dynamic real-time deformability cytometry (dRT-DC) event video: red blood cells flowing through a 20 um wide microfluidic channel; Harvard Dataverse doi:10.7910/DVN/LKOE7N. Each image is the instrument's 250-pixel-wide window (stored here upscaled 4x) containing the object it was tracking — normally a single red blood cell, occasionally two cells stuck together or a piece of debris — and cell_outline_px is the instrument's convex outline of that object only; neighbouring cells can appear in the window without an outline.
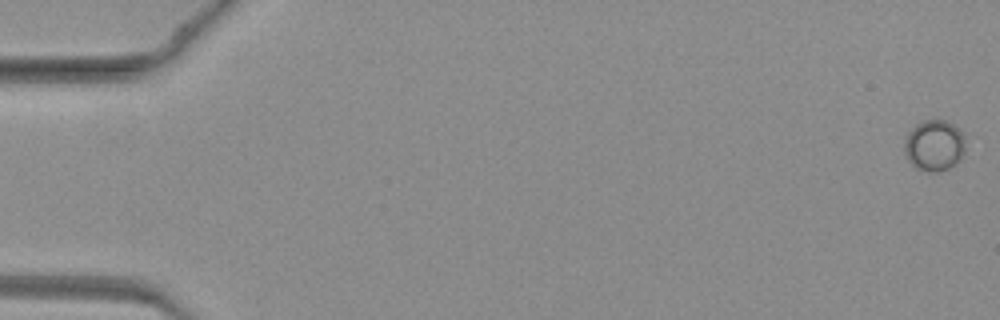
{"species": "common noctule bat (a hibernating species)", "species_latin": "Nyctalus noctula", "temperature_condition": "warm", "stored_images_in_passage": 19, "camera_frame_rate_fps": 3000, "um_per_image_px": 0.085, "animal": {"sex": "female", "body_mass_g": 19.3, "forearm_length_mm": 54.1}, "frame": {"image": 1, "passage_image": 1, "time_ms": 0.0, "image_size_px": [1000, 320], "cell_outline_px": [[964, 152], [948, 168], [936, 172], [932, 172], [920, 168], [912, 164], [908, 160], [904, 152], [904, 140], [912, 128], [916, 124], [924, 120], [944, 120], [952, 124], [964, 136]], "centroid_in_image_um": [79.37, 12.34], "position_along_channel_um": 5.6, "area_um2": 17.63}}
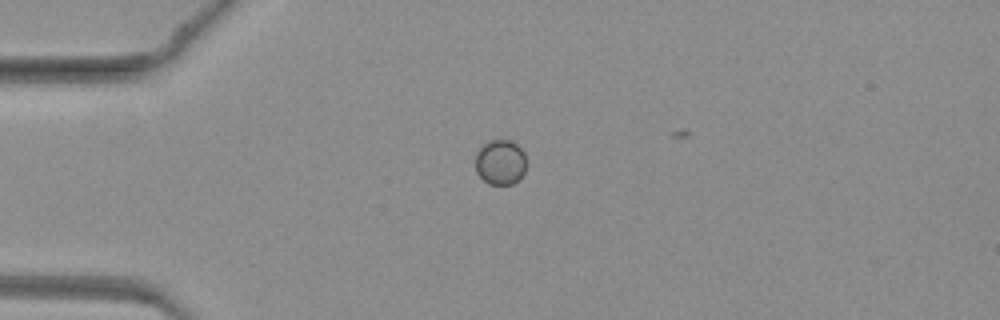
{"frame": {"image": 2, "passage_image": 13, "time_ms": 4.0, "image_size_px": [1000, 320], "cell_outline_px": [[528, 164], [524, 172], [512, 184], [488, 184], [476, 172], [476, 152], [488, 140], [512, 140], [524, 152]], "centroid_in_image_um": [42.55, 13.77], "position_along_channel_um": 42.5, "area_um2": 13.47}}
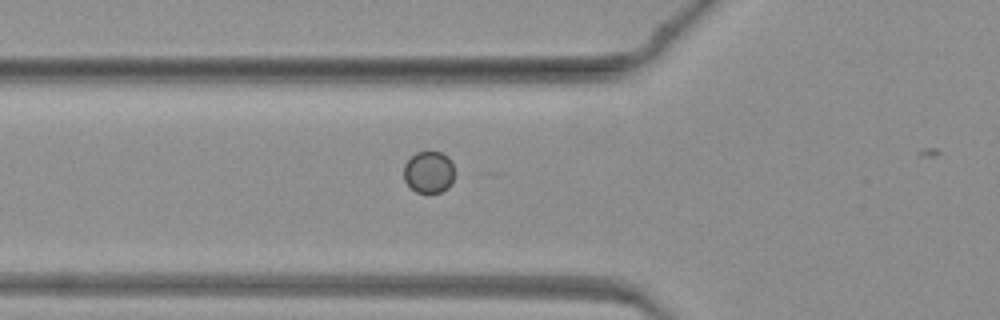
{"frame": {"image": 3, "passage_image": 18, "time_ms": 5.667, "image_size_px": [1000, 320], "cell_outline_px": [[456, 172], [448, 188], [440, 192], [416, 192], [404, 180], [404, 164], [416, 152], [440, 152], [448, 156]], "centroid_in_image_um": [36.46, 14.62], "position_along_channel_um": 89.3, "area_um2": 12.37}}